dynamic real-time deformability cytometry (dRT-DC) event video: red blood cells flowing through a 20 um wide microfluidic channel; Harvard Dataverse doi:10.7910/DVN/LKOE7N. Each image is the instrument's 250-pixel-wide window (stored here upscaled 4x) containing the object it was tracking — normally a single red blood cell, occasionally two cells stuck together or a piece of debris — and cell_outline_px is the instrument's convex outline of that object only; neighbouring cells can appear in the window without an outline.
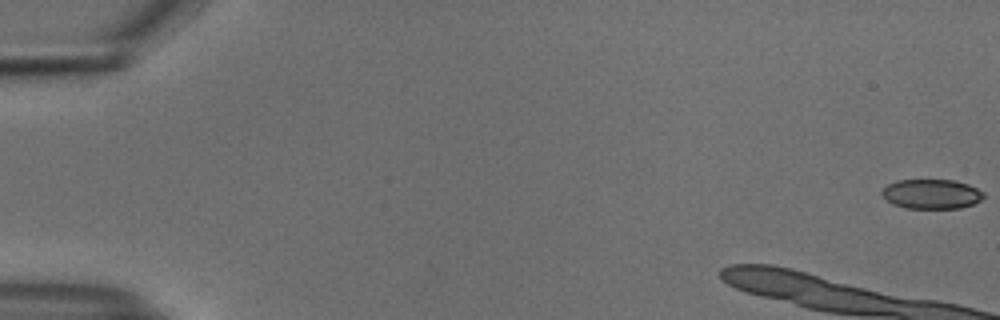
{"species": "common noctule bat (a hibernating species)", "species_latin": "Nyctalus noctula", "temperature_condition": "cold", "stored_images_in_passage": 12, "camera_frame_rate_fps": 3000, "um_per_image_px": 0.085, "animal": {"sex": "male", "body_mass_g": 18.8}, "frame": {"image": 1, "passage_image": 1, "time_ms": 0.0, "image_size_px": [1000, 320], "cell_outline_px": [[984, 196], [980, 200], [972, 204], [960, 208], [908, 208], [892, 204], [880, 192], [888, 184], [896, 180], [956, 180], [968, 184], [984, 192]], "centroid_in_image_um": [79.18, 16.48], "position_along_channel_um": 5.8, "area_um2": 17.46}}